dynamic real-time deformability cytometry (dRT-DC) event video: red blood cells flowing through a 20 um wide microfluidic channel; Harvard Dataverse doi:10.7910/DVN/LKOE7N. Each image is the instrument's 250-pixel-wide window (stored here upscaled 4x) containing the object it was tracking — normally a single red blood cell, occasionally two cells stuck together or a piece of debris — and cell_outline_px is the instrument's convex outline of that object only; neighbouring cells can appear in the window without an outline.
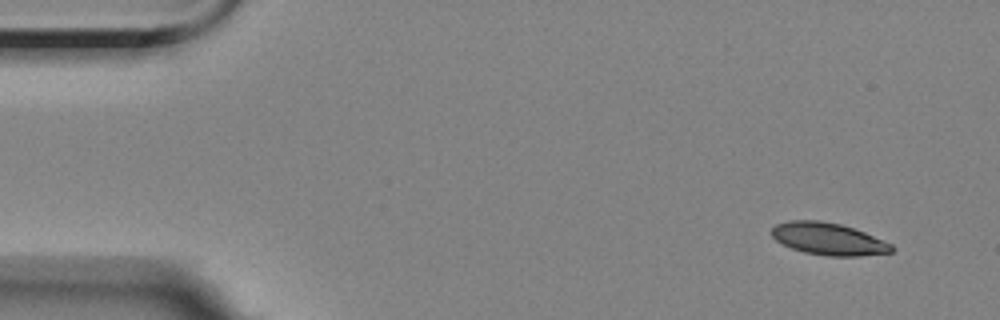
{"species": "Egyptian fruit bat (a non-hibernating species)", "species_latin": "Rousettus aegyptiacus", "temperature_condition": "room temperature", "stored_images_in_passage": 8, "camera_frame_rate_fps": 3000, "um_per_image_px": 0.085, "animal": {"sex": "female"}, "frame": {"image": 1, "passage_image": 1, "time_ms": 0.0, "image_size_px": [1000, 320], "cell_outline_px": [[896, 248], [892, 252], [860, 256], [828, 256], [804, 252], [792, 248], [776, 240], [768, 232], [776, 224], [788, 220], [820, 220], [840, 224], [864, 232], [884, 240], [892, 244]], "centroid_in_image_um": [70.41, 20.3], "position_along_channel_um": 14.6, "area_um2": 22.6}}
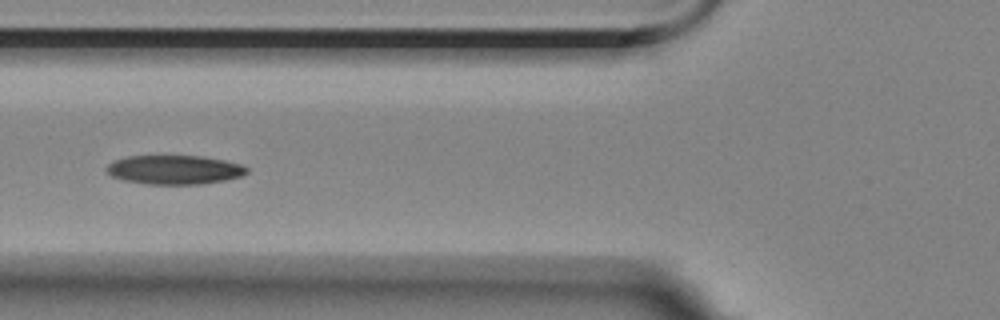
{"frame": {"image": 2, "passage_image": 6, "time_ms": 5.667, "image_size_px": [1000, 320], "cell_outline_px": [[248, 172], [240, 176], [224, 180], [200, 184], [148, 184], [124, 180], [112, 176], [108, 172], [108, 164], [116, 160], [128, 156], [200, 156], [224, 160], [240, 164], [248, 168]], "centroid_in_image_um": [14.84, 14.43], "position_along_channel_um": 111.0, "area_um2": 23.41}}
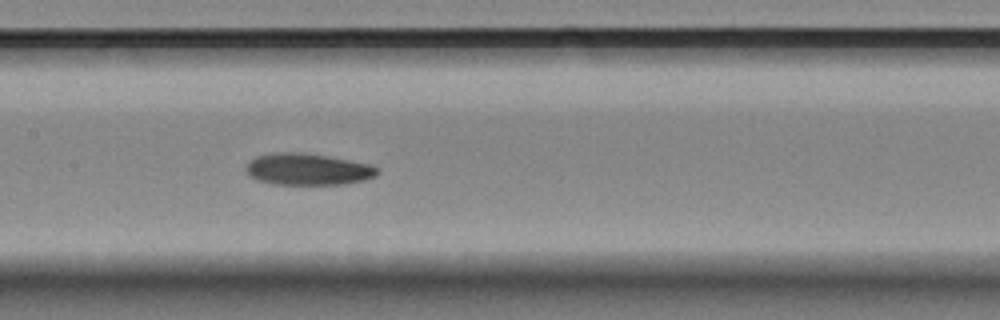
{"frame": {"image": 3, "passage_image": 8, "time_ms": 7.667, "image_size_px": [1000, 320], "cell_outline_px": [[380, 172], [376, 176], [364, 180], [344, 184], [272, 184], [256, 180], [244, 168], [256, 156], [272, 152], [300, 152], [328, 156], [368, 164], [376, 168]], "centroid_in_image_um": [26.14, 14.38], "position_along_channel_um": 181.3, "area_um2": 24.1}}